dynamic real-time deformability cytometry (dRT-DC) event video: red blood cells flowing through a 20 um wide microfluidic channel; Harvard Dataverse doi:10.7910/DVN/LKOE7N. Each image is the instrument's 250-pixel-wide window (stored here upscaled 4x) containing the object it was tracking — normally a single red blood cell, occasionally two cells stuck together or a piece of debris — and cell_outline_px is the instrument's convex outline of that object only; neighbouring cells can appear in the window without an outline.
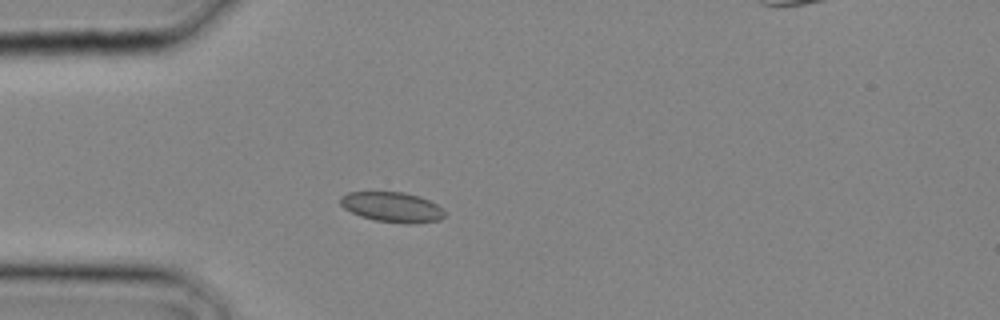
{"species": "common noctule bat (a hibernating species)", "species_latin": "Nyctalus noctula", "temperature_condition": "cold", "stored_images_in_passage": 2, "camera_frame_rate_fps": 3000, "um_per_image_px": 0.085, "animal": {"sex": "male", "body_mass_g": 20.4}, "frame": {"image": 1, "passage_image": 2, "time_ms": 0.333, "image_size_px": [1000, 320], "cell_outline_px": [[444, 216], [440, 220], [412, 224], [408, 224], [376, 220], [360, 216], [344, 208], [340, 204], [340, 196], [348, 192], [404, 192], [420, 196], [436, 204], [444, 212]], "centroid_in_image_um": [33.32, 17.6], "position_along_channel_um": 51.7, "area_um2": 18.21}}